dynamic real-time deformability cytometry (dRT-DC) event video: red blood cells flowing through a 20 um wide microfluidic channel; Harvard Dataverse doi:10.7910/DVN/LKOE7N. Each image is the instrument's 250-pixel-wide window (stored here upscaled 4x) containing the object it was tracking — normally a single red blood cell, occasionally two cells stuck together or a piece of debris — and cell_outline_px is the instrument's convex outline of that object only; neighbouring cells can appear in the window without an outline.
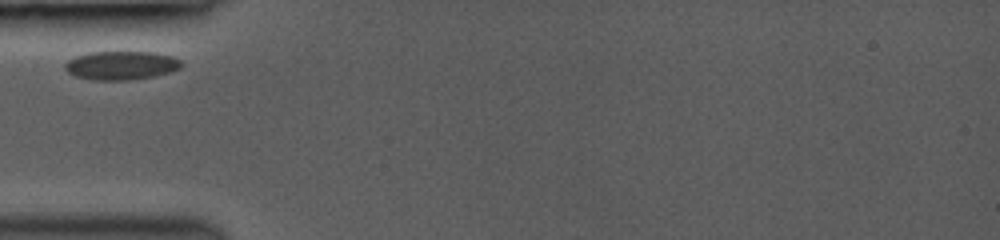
{"species": "common noctule bat (a hibernating species)", "species_latin": "Nyctalus noctula", "temperature_condition": "room temperature", "stored_images_in_passage": 1, "camera_frame_rate_fps": 3000, "um_per_image_px": 0.085, "animal": {"sex": "female", "body_mass_g": 19.0, "forearm_length_mm": 53.3}, "frame": {"image": 1, "passage_image": 1, "time_ms": 0.0, "image_size_px": [1000, 240], "cell_outline_px": [[180, 68], [172, 72], [152, 76], [128, 80], [92, 80], [76, 76], [68, 72], [64, 68], [64, 64], [68, 60], [76, 56], [88, 52], [152, 52], [172, 56], [180, 60]], "centroid_in_image_um": [10.27, 5.56], "position_along_channel_um": 74.7, "area_um2": 19.36}}